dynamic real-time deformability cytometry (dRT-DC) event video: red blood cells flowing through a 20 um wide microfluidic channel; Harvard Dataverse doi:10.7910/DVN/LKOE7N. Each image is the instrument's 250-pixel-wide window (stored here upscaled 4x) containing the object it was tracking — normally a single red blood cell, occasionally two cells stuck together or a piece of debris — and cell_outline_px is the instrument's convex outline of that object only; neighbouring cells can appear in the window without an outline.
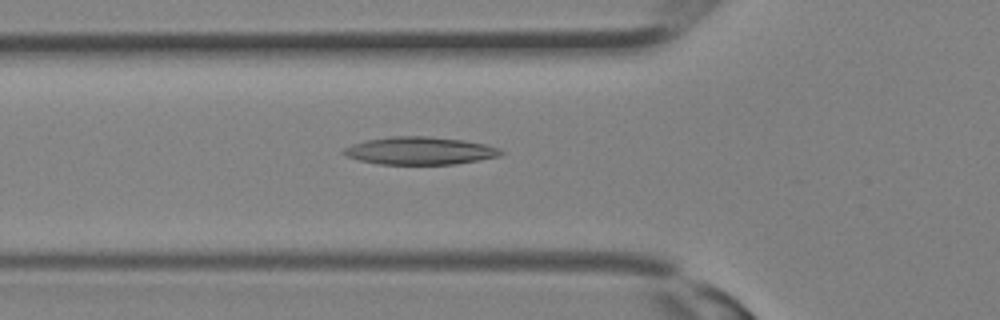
{"species": "Egyptian fruit bat (a non-hibernating species)", "species_latin": "Rousettus aegyptiacus", "temperature_condition": "room temperature", "stored_images_in_passage": 21, "camera_frame_rate_fps": 3000, "um_per_image_px": 0.085, "animal": {"sex": "female"}, "frame": {"image": 1, "passage_image": 11, "time_ms": 3.333, "image_size_px": [1000, 320], "cell_outline_px": [[504, 152], [500, 156], [480, 160], [456, 164], [380, 164], [360, 160], [348, 156], [340, 152], [344, 148], [352, 144], [364, 140], [392, 136], [428, 136], [464, 140], [484, 144], [500, 148]], "centroid_in_image_um": [35.7, 12.81], "position_along_channel_um": 90.1, "area_um2": 25.43}}
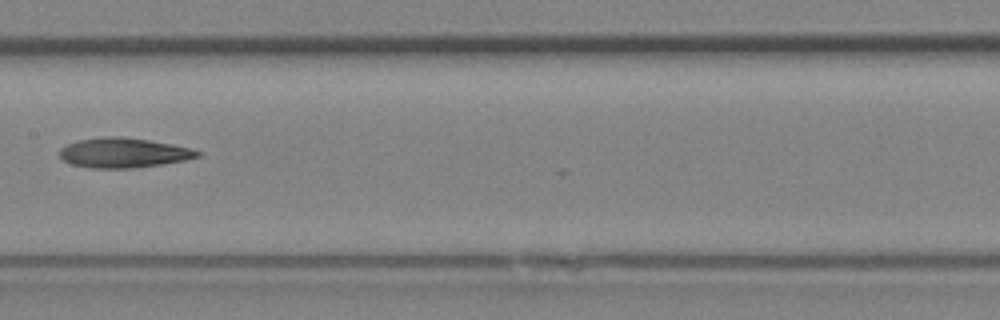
{"frame": {"image": 2, "passage_image": 16, "time_ms": 5.0, "image_size_px": [1000, 320], "cell_outline_px": [[200, 156], [184, 160], [160, 164], [132, 168], [88, 168], [72, 164], [64, 160], [60, 156], [60, 148], [76, 140], [104, 136], [120, 136], [148, 140], [172, 144], [192, 148], [200, 152]], "centroid_in_image_um": [10.48, 12.98], "position_along_channel_um": 196.9, "area_um2": 23.87}}
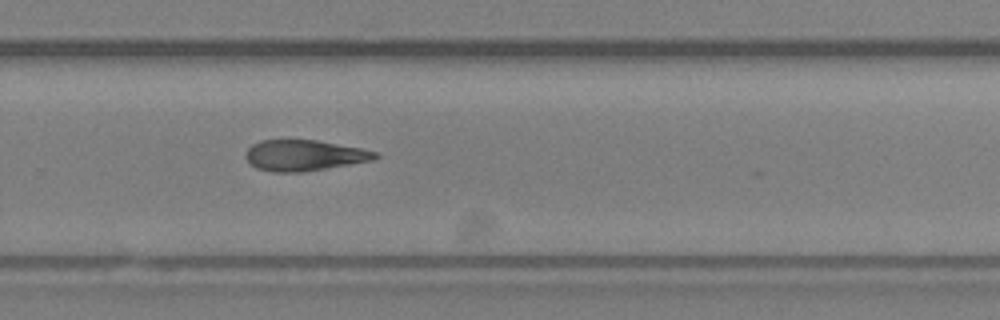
{"frame": {"image": 3, "passage_image": 21, "time_ms": 6.667, "image_size_px": [1000, 320], "cell_outline_px": [[380, 156], [372, 160], [300, 172], [272, 172], [256, 168], [244, 156], [248, 148], [252, 144], [260, 140], [316, 140], [360, 148], [380, 152]], "centroid_in_image_um": [25.84, 13.2], "position_along_channel_um": 304.0, "area_um2": 23.06}}